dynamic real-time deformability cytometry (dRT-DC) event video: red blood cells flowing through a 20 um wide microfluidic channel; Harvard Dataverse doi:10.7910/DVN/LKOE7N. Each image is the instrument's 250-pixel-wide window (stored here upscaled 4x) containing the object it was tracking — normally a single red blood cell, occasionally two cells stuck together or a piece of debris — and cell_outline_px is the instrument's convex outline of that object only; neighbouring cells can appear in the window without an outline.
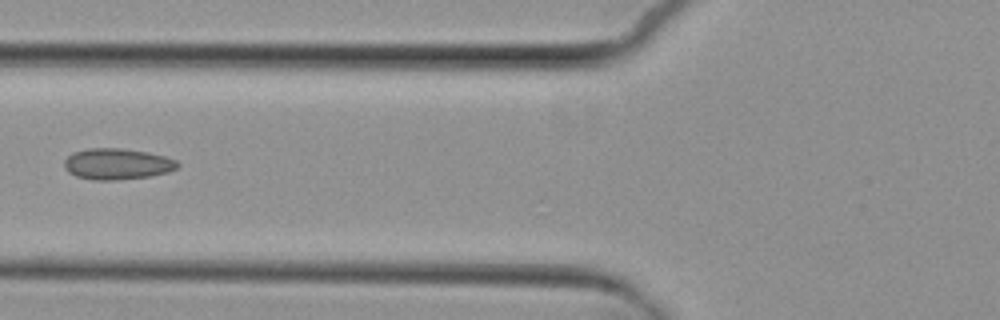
{"species": "common noctule bat (a hibernating species)", "species_latin": "Nyctalus noctula", "temperature_condition": "cold", "stored_images_in_passage": 6, "camera_frame_rate_fps": 3000, "um_per_image_px": 0.085, "animal": {"sex": "female", "body_mass_g": 29.2, "forearm_length_mm": 56.3}, "frame": {"image": 1, "passage_image": 5, "time_ms": 5.0, "image_size_px": [1000, 320], "cell_outline_px": [[180, 164], [176, 168], [168, 172], [152, 176], [116, 180], [92, 180], [76, 176], [68, 172], [64, 168], [64, 160], [72, 152], [88, 148], [120, 148], [148, 152], [164, 156], [176, 160]], "centroid_in_image_um": [9.94, 13.94], "position_along_channel_um": 115.9, "area_um2": 20.69}}
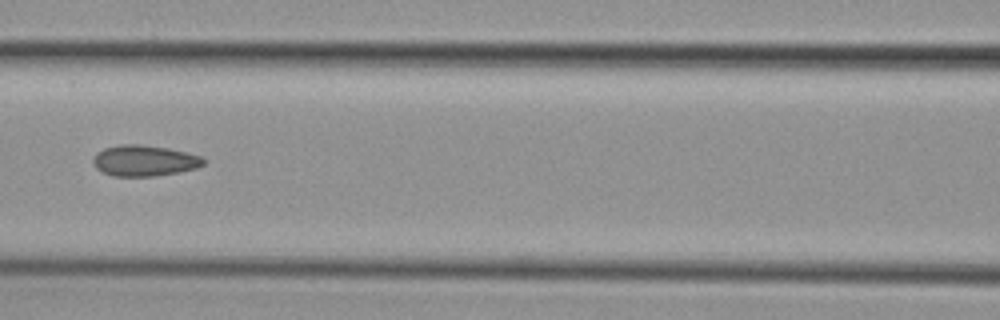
{"frame": {"image": 2, "passage_image": 6, "time_ms": 6.0, "image_size_px": [1000, 320], "cell_outline_px": [[204, 164], [196, 168], [156, 176], [112, 176], [96, 168], [92, 164], [92, 160], [96, 152], [104, 148], [120, 144], [140, 144], [168, 148], [200, 156], [204, 160]], "centroid_in_image_um": [12.21, 13.65], "position_along_channel_um": 154.4, "area_um2": 19.83}}